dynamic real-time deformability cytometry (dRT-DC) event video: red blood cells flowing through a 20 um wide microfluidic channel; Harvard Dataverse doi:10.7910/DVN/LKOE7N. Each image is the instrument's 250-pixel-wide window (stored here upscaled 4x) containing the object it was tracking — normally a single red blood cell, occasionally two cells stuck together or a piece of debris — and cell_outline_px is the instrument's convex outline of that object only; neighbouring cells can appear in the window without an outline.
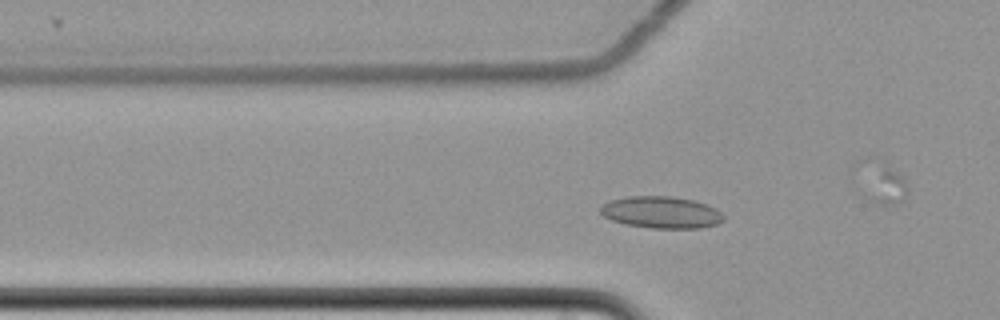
{"species": "common noctule bat (a hibernating species)", "species_latin": "Nyctalus noctula", "temperature_condition": "cold", "stored_images_in_passage": 53, "camera_frame_rate_fps": 3000, "um_per_image_px": 0.085, "animal": {"sex": "female", "body_mass_g": 22.7, "forearm_length_mm": 54.2}, "frame": {"image": 1, "passage_image": 12, "time_ms": 3.667, "image_size_px": [1000, 320], "cell_outline_px": [[724, 220], [716, 224], [700, 228], [652, 228], [624, 224], [612, 220], [604, 216], [600, 212], [600, 208], [604, 204], [612, 200], [628, 196], [672, 196], [692, 200], [716, 208], [724, 216]], "centroid_in_image_um": [56.21, 18.05], "position_along_channel_um": 69.6, "area_um2": 22.72}}
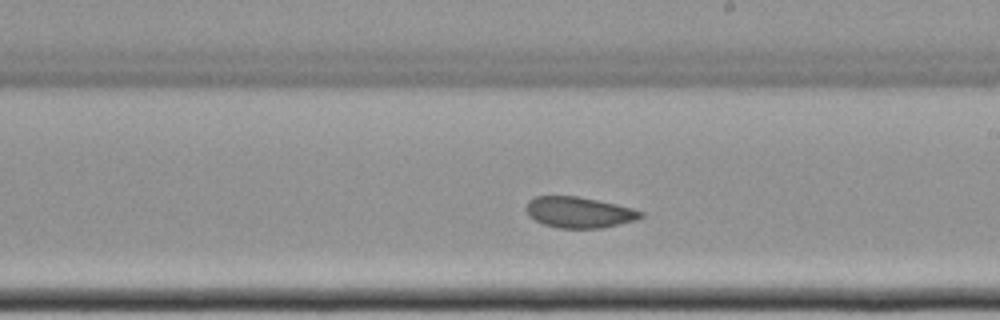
{"frame": {"image": 2, "passage_image": 27, "time_ms": 8.667, "image_size_px": [1000, 320], "cell_outline_px": [[644, 216], [636, 220], [600, 228], [560, 228], [544, 224], [528, 216], [528, 200], [536, 196], [576, 196], [616, 204], [632, 208], [644, 212]], "centroid_in_image_um": [49.24, 18.05], "position_along_channel_um": 239.8, "area_um2": 20.4}}
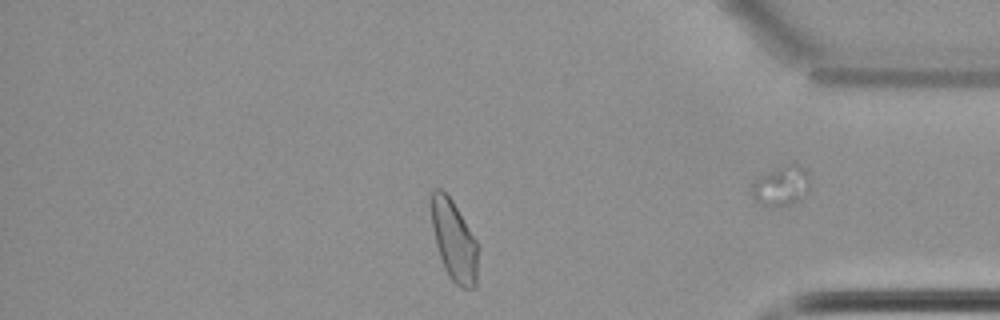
{"frame": {"image": 3, "passage_image": 43, "time_ms": 14.0, "image_size_px": [1000, 320], "cell_outline_px": [[480, 248], [476, 284], [472, 288], [464, 288], [456, 284], [448, 276], [444, 268], [436, 244], [432, 228], [428, 200], [432, 188], [440, 188], [452, 200], [476, 240]], "centroid_in_image_um": [38.57, 20.41], "position_along_channel_um": 396.6, "area_um2": 22.48}, "authors_computed_cell_mechanics": {"area_um2": 22.0218, "velocity_mm_per_s": 3.4543, "shape_relaxation_time_tau1_ms": null, "shape_relaxation_time_tau2_ms": 1.5749, "deformation_change_tau1": null, "deformation_change_tau2": 0.0581}}